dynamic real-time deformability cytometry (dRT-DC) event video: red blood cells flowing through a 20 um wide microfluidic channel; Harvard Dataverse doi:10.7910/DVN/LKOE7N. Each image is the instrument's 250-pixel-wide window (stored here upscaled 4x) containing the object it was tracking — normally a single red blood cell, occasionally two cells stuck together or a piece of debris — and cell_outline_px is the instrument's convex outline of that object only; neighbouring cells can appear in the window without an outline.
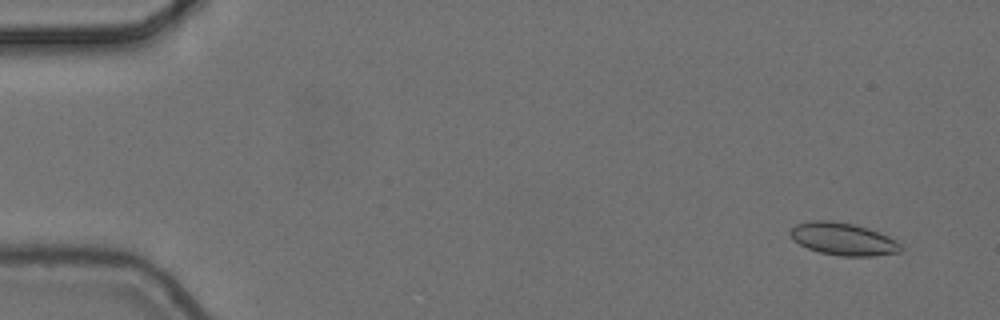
{"species": "common noctule bat (a hibernating species)", "species_latin": "Nyctalus noctula", "temperature_condition": "cold", "stored_images_in_passage": 8, "camera_frame_rate_fps": 3000, "um_per_image_px": 0.085, "animal": {"sex": "female", "body_mass_g": 24.6, "forearm_length_mm": 56.2}, "frame": {"image": 1, "passage_image": 2, "time_ms": 0.333, "image_size_px": [1000, 320], "cell_outline_px": [[904, 248], [900, 252], [872, 256], [840, 256], [820, 252], [808, 248], [792, 240], [788, 232], [796, 224], [808, 220], [832, 220], [852, 224], [868, 228], [888, 236], [896, 240]], "centroid_in_image_um": [71.65, 20.31], "position_along_channel_um": 13.4, "area_um2": 21.04}}
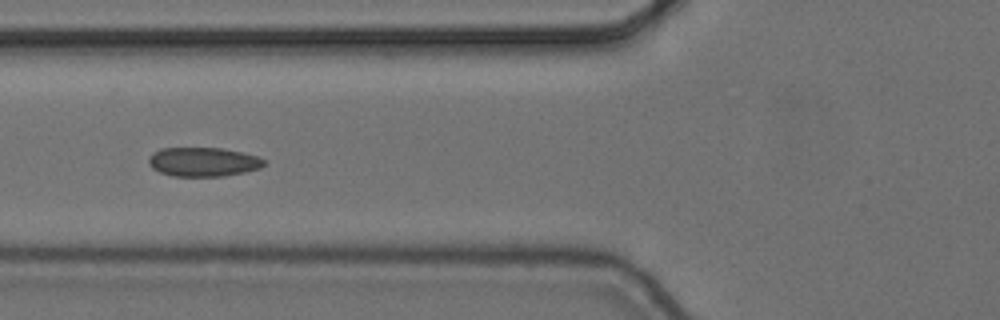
{"frame": {"image": 2, "passage_image": 7, "time_ms": 2.0, "image_size_px": [1000, 320], "cell_outline_px": [[268, 164], [260, 168], [244, 172], [224, 176], [172, 176], [160, 172], [152, 168], [148, 164], [148, 160], [152, 152], [160, 148], [220, 148], [240, 152], [256, 156], [268, 160]], "centroid_in_image_um": [17.28, 13.76], "position_along_channel_um": 108.5, "area_um2": 19.71}}
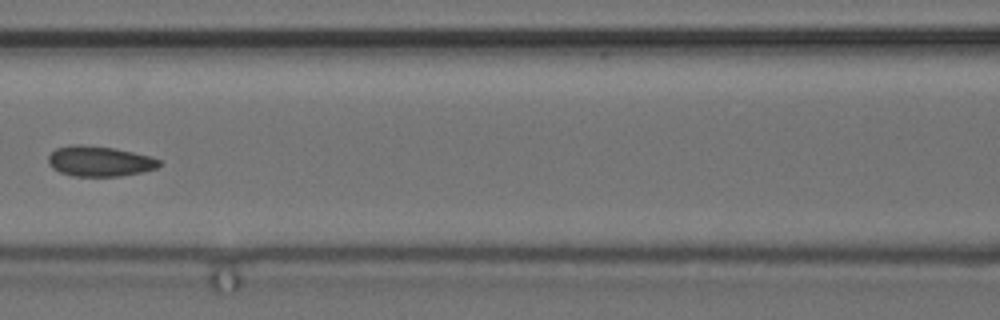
{"frame": {"image": 3, "passage_image": 8, "time_ms": 2.333, "image_size_px": [1000, 320], "cell_outline_px": [[160, 164], [156, 168], [140, 172], [120, 176], [72, 176], [60, 172], [52, 168], [48, 164], [48, 156], [56, 148], [72, 144], [84, 144], [112, 148], [152, 156], [160, 160]], "centroid_in_image_um": [8.42, 13.7], "position_along_channel_um": 158.2, "area_um2": 19.59}}